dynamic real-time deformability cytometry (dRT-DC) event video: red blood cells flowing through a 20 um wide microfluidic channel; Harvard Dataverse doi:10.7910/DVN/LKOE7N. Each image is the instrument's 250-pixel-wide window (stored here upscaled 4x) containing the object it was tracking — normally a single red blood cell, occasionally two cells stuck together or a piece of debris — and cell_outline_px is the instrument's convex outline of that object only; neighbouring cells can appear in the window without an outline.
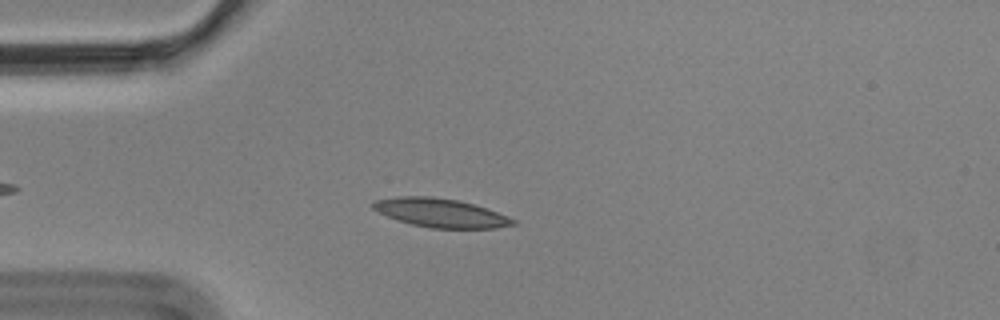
{"species": "Egyptian fruit bat (a non-hibernating species)", "species_latin": "Rousettus aegyptiacus", "temperature_condition": "cold", "stored_images_in_passage": 5, "camera_frame_rate_fps": 3000, "um_per_image_px": 0.085, "animal": {"sex": "male"}, "frame": {"image": 1, "passage_image": 5, "time_ms": 1.333, "image_size_px": [1000, 320], "cell_outline_px": [[516, 224], [496, 228], [432, 228], [412, 224], [388, 216], [372, 208], [372, 204], [376, 200], [396, 196], [432, 196], [460, 200], [508, 216], [516, 220]], "centroid_in_image_um": [37.46, 18.08], "position_along_channel_um": 47.5, "area_um2": 23.18}}